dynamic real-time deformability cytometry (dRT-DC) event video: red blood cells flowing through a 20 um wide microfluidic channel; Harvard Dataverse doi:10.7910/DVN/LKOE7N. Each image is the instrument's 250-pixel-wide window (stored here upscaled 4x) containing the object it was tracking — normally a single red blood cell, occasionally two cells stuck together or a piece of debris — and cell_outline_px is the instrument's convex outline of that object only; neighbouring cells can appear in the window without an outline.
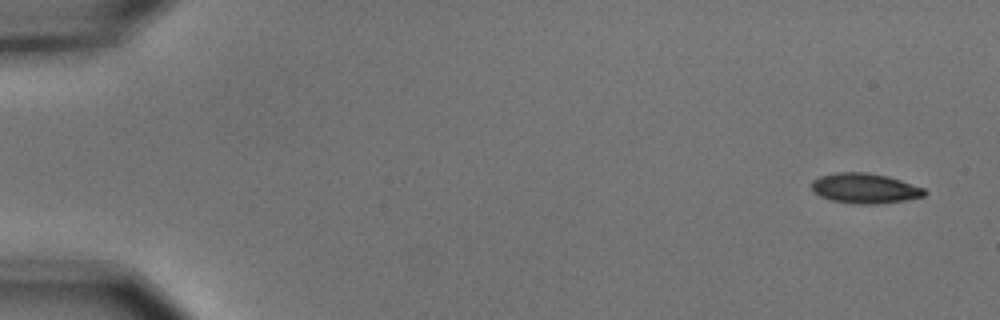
{"species": "common noctule bat (a hibernating species)", "species_latin": "Nyctalus noctula", "temperature_condition": "cold", "stored_images_in_passage": 5, "camera_frame_rate_fps": 3000, "um_per_image_px": 0.085, "animal": {"sex": "male", "body_mass_g": 15.6}, "frame": {"image": 1, "passage_image": 1, "time_ms": 0.0, "image_size_px": [1000, 320], "cell_outline_px": [[928, 192], [924, 196], [904, 200], [876, 204], [856, 204], [832, 200], [820, 196], [812, 192], [812, 180], [820, 176], [836, 172], [868, 172], [888, 176], [924, 188]], "centroid_in_image_um": [73.49, 16.0], "position_along_channel_um": 11.5, "area_um2": 19.83}}
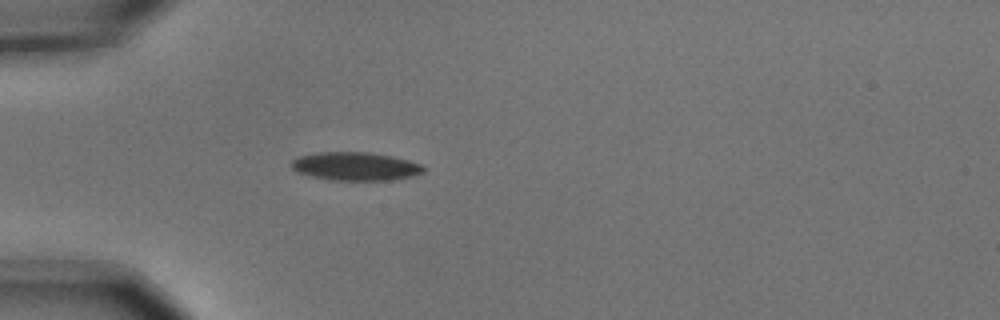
{"frame": {"image": 2, "passage_image": 5, "time_ms": 1.333, "image_size_px": [1000, 320], "cell_outline_px": [[424, 172], [412, 176], [392, 180], [328, 180], [296, 172], [292, 168], [292, 160], [300, 156], [320, 152], [368, 152], [392, 156], [424, 164]], "centroid_in_image_um": [30.24, 14.14], "position_along_channel_um": 54.8, "area_um2": 21.85}}